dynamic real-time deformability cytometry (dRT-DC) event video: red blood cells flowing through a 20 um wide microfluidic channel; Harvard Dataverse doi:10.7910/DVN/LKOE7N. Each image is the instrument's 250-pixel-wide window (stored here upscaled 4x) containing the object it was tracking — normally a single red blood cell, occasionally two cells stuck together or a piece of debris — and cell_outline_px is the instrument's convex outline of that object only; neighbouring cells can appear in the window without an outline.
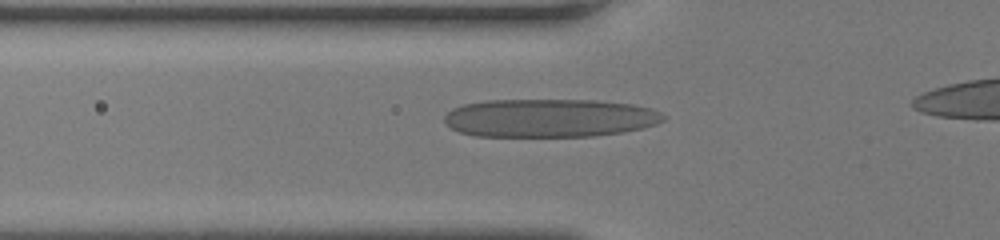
{"species": "human", "species_latin": "Homo sapiens", "temperature_condition": "room temperature", "stored_images_in_passage": 37, "camera_frame_rate_fps": 3000, "um_per_image_px": 0.085, "donor": {"sex": "female"}, "frame": {"image": 1, "passage_image": 11, "time_ms": 3.333, "image_size_px": [1000, 240], "cell_outline_px": [[664, 120], [656, 124], [644, 128], [624, 132], [596, 136], [476, 136], [460, 132], [452, 128], [444, 120], [444, 116], [452, 108], [464, 104], [488, 100], [596, 100], [632, 104], [652, 108], [660, 112], [664, 116]], "centroid_in_image_um": [46.75, 10.03], "position_along_channel_um": 79.1, "area_um2": 49.07}}
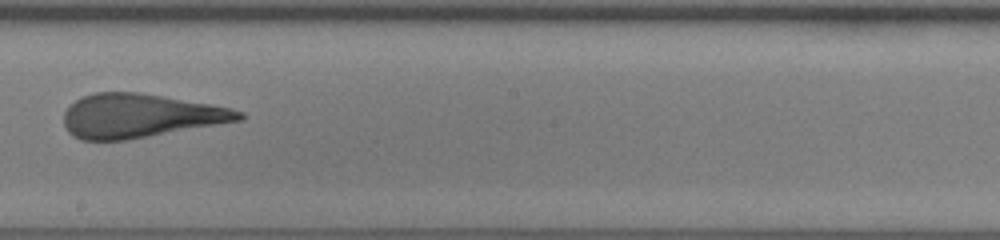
{"frame": {"image": 2, "passage_image": 22, "time_ms": 7.0, "image_size_px": [1000, 240], "cell_outline_px": [[244, 120], [124, 140], [80, 140], [72, 136], [68, 132], [64, 124], [64, 112], [76, 100], [84, 96], [96, 92], [140, 92], [232, 108], [244, 112]], "centroid_in_image_um": [11.9, 9.84], "position_along_channel_um": 236.3, "area_um2": 44.51}}
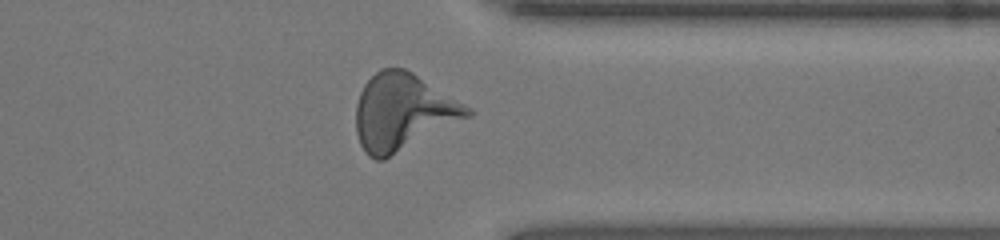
{"frame": {"image": 3, "passage_image": 32, "time_ms": 10.333, "image_size_px": [1000, 240], "cell_outline_px": [[476, 112], [472, 116], [384, 160], [376, 160], [368, 156], [364, 152], [360, 144], [356, 132], [356, 104], [360, 92], [364, 84], [380, 68], [404, 68], [412, 72], [472, 108]], "centroid_in_image_um": [34.25, 9.54], "position_along_channel_um": 377.1, "area_um2": 49.94}}